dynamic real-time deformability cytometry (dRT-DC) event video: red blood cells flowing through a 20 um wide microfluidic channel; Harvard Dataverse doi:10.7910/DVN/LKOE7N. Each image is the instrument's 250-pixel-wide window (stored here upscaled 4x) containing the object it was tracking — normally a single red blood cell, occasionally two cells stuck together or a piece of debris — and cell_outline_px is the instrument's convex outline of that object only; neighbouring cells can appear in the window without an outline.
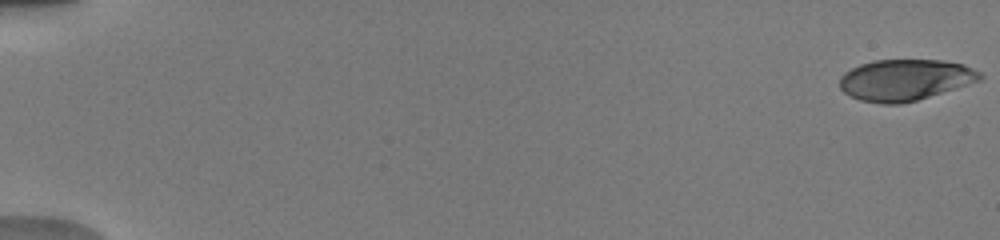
{"species": "human", "species_latin": "Homo sapiens", "temperature_condition": "warm", "stored_images_in_passage": 13, "camera_frame_rate_fps": 3000, "um_per_image_px": 0.085, "donor": {"sex": "male"}, "frame": {"image": 1, "passage_image": 1, "time_ms": 0.0, "image_size_px": [1000, 240], "cell_outline_px": [[984, 76], [980, 80], [916, 100], [900, 104], [880, 104], [860, 100], [844, 92], [840, 88], [840, 76], [844, 72], [860, 64], [876, 60], [944, 60], [964, 64], [980, 72]], "centroid_in_image_um": [76.91, 6.78], "position_along_channel_um": 8.1, "area_um2": 33.52}}
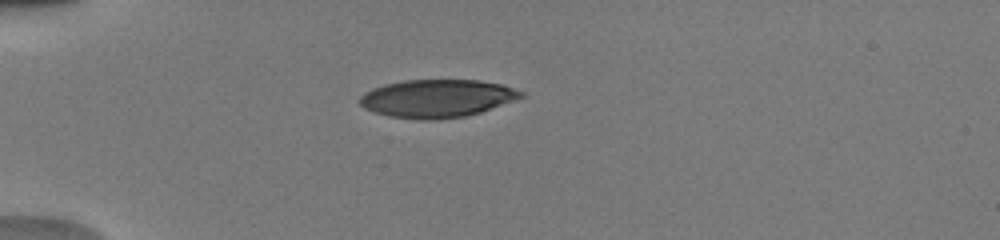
{"frame": {"image": 2, "passage_image": 10, "time_ms": 5.0, "image_size_px": [1000, 240], "cell_outline_px": [[524, 96], [480, 112], [464, 116], [432, 120], [424, 120], [388, 116], [364, 108], [356, 100], [364, 92], [372, 88], [384, 84], [404, 80], [480, 80], [504, 84], [524, 92]], "centroid_in_image_um": [37.11, 8.35], "position_along_channel_um": 47.9, "area_um2": 35.66}}
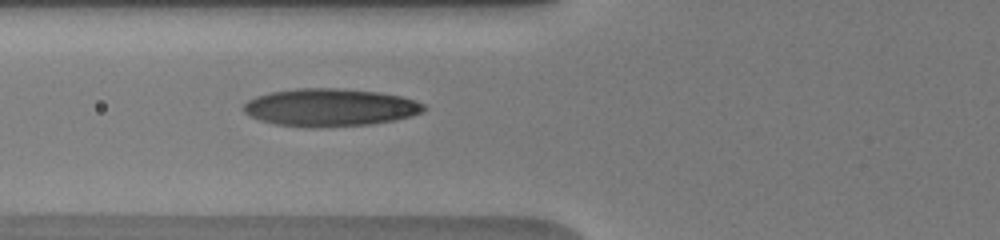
{"frame": {"image": 3, "passage_image": 13, "time_ms": 7.0, "image_size_px": [1000, 240], "cell_outline_px": [[428, 108], [424, 112], [392, 120], [368, 124], [312, 128], [308, 128], [276, 124], [260, 120], [248, 116], [244, 112], [244, 104], [248, 100], [256, 96], [272, 92], [296, 88], [336, 88], [376, 92], [400, 96], [424, 104]], "centroid_in_image_um": [28.01, 9.14], "position_along_channel_um": 97.8, "area_um2": 39.36}}